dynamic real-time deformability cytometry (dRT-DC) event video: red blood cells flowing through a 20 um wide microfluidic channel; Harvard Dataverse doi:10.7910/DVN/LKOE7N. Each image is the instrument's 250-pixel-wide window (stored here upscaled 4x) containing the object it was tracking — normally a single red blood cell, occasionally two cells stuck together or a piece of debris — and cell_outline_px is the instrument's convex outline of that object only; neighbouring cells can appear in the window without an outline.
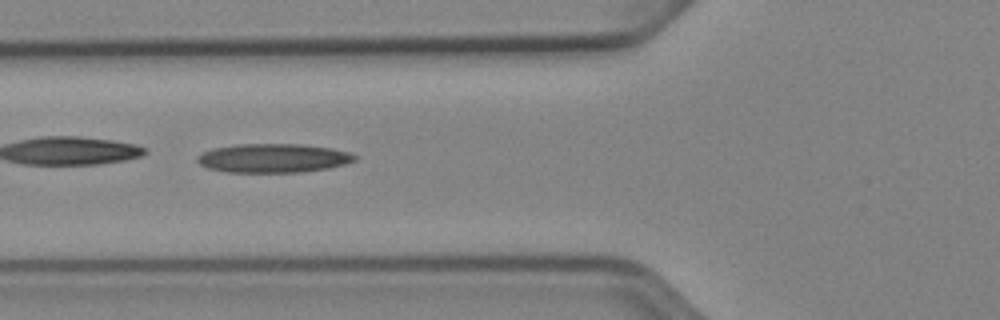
{"species": "Egyptian fruit bat (a non-hibernating species)", "species_latin": "Rousettus aegyptiacus", "temperature_condition": "cold", "stored_images_in_passage": 30, "camera_frame_rate_fps": 3000, "um_per_image_px": 0.085, "animal": {"sex": "female"}, "frame": {"image": 1, "passage_image": 5, "time_ms": 1.333, "image_size_px": [1000, 320], "cell_outline_px": [[356, 160], [344, 164], [328, 168], [300, 172], [228, 172], [208, 168], [200, 164], [196, 160], [196, 156], [212, 148], [236, 144], [304, 144], [332, 148], [348, 152], [356, 156]], "centroid_in_image_um": [23.21, 13.43], "position_along_channel_um": 102.6, "area_um2": 26.53}}
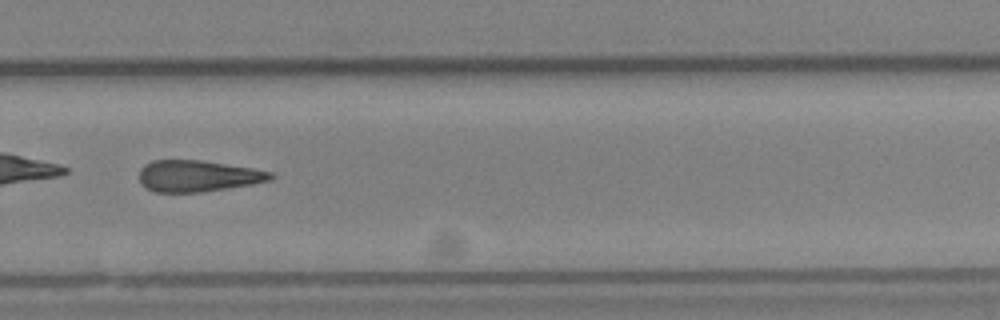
{"frame": {"image": 2, "passage_image": 21, "time_ms": 6.667, "image_size_px": [1000, 320], "cell_outline_px": [[276, 176], [272, 180], [252, 184], [200, 192], [156, 192], [148, 188], [140, 180], [140, 168], [144, 164], [152, 160], [200, 160], [252, 168], [272, 172]], "centroid_in_image_um": [16.84, 14.95], "position_along_channel_um": 313.0, "area_um2": 23.87}}